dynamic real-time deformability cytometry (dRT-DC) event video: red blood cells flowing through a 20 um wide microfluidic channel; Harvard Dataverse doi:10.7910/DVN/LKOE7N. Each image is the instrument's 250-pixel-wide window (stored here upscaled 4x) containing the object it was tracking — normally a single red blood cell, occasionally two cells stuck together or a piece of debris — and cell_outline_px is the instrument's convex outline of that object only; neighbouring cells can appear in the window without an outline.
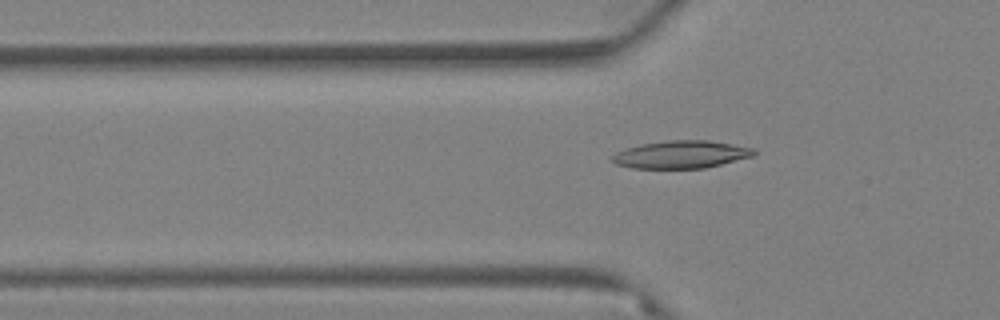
{"species": "Egyptian fruit bat (a non-hibernating species)", "species_latin": "Rousettus aegyptiacus", "temperature_condition": "warm", "stored_images_in_passage": 44, "camera_frame_rate_fps": 3000, "um_per_image_px": 0.085, "animal": {"sex": "female"}, "frame": {"image": 1, "passage_image": 8, "time_ms": 2.333, "image_size_px": [1000, 320], "cell_outline_px": [[756, 152], [752, 156], [704, 168], [632, 168], [616, 164], [612, 160], [612, 156], [616, 152], [624, 148], [640, 144], [668, 140], [708, 140], [756, 148]], "centroid_in_image_um": [57.87, 13.12], "position_along_channel_um": 67.9, "area_um2": 22.77}}
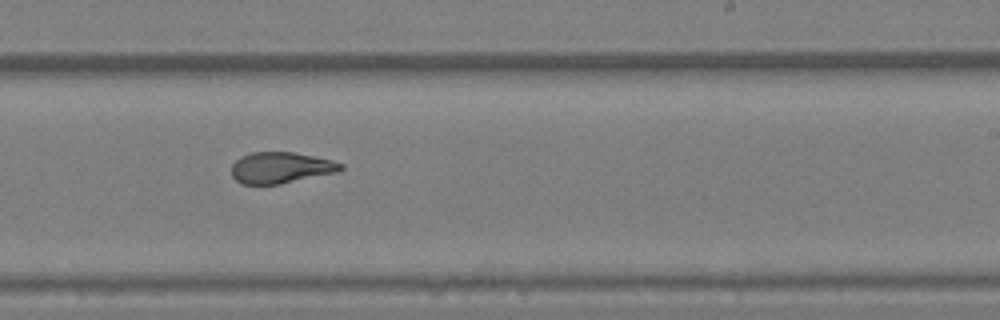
{"frame": {"image": 2, "passage_image": 27, "time_ms": 8.667, "image_size_px": [1000, 320], "cell_outline_px": [[344, 168], [340, 172], [280, 184], [240, 184], [232, 176], [232, 164], [240, 156], [252, 152], [292, 152], [332, 160], [344, 164]], "centroid_in_image_um": [23.89, 14.26], "position_along_channel_um": 265.1, "area_um2": 20.0}}
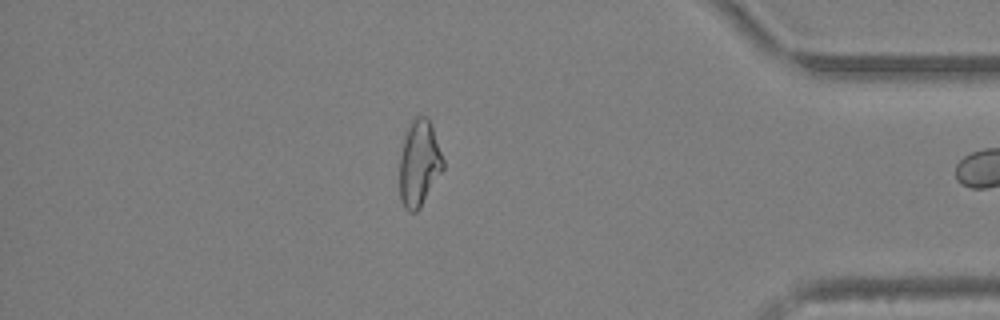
{"frame": {"image": 3, "passage_image": 43, "time_ms": 14.0, "image_size_px": [1000, 320], "cell_outline_px": [[444, 168], [420, 208], [416, 212], [408, 212], [404, 208], [400, 200], [400, 156], [404, 136], [412, 120], [416, 116], [424, 116], [432, 124], [444, 160]], "centroid_in_image_um": [35.63, 13.9], "position_along_channel_um": 399.6, "area_um2": 21.91}}